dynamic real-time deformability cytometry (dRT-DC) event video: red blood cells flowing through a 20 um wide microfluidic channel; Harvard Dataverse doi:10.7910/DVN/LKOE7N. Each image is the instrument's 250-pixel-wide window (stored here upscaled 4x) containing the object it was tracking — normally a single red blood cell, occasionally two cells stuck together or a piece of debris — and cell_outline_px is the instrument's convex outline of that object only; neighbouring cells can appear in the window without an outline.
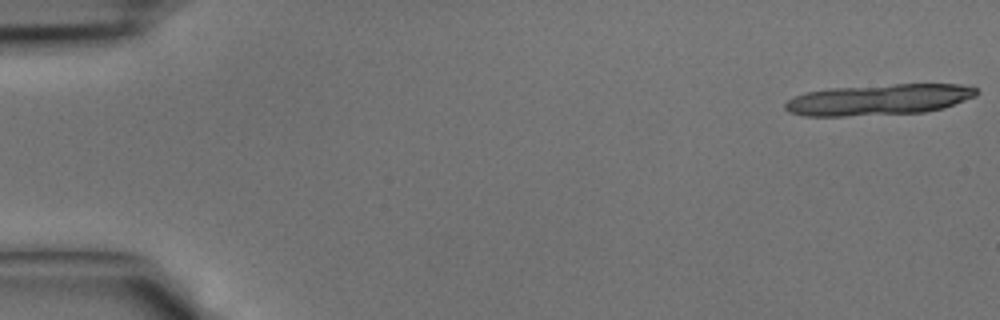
{"species": "common noctule bat (a hibernating species)", "species_latin": "Nyctalus noctula", "temperature_condition": "cold", "stored_images_in_passage": 31, "segment_of_instrument_passage": [1, 2], "camera_frame_rate_fps": 3000, "um_per_image_px": 0.085, "animal": {"sex": "male", "body_mass_g": 15.6}, "frame": {"image": 1, "passage_image": 1, "time_ms": 0.0, "image_size_px": [1000, 320], "cell_outline_px": [[980, 92], [976, 96], [944, 108], [924, 112], [844, 116], [804, 116], [788, 112], [784, 108], [784, 104], [792, 96], [808, 92], [828, 88], [896, 84], [960, 84], [976, 88]], "centroid_in_image_um": [74.69, 8.47], "position_along_channel_um": 10.3, "area_um2": 34.68}}